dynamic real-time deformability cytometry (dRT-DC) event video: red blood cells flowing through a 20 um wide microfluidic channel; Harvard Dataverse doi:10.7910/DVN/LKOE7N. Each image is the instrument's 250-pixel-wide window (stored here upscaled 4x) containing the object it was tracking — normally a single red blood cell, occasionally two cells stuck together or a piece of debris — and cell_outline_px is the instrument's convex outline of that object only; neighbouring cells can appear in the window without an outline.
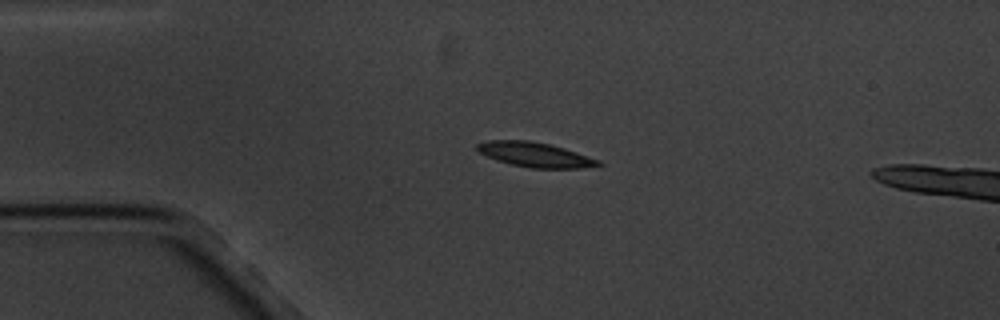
{"species": "common noctule bat (a hibernating species)", "species_latin": "Nyctalus noctula", "temperature_condition": "cold", "stored_images_in_passage": 2, "camera_frame_rate_fps": 3000, "um_per_image_px": 0.085, "animal": {"sex": "male", "body_mass_g": 20.1, "forearm_length_mm": 53.5}, "frame": {"image": 1, "passage_image": 1, "time_ms": 0.0, "image_size_px": [1000, 320], "cell_outline_px": [[604, 164], [580, 168], [532, 168], [512, 164], [496, 160], [480, 152], [476, 148], [476, 144], [488, 140], [528, 140], [548, 144], [564, 148], [600, 160]], "centroid_in_image_um": [45.48, 13.14], "position_along_channel_um": 39.5, "area_um2": 17.22}}